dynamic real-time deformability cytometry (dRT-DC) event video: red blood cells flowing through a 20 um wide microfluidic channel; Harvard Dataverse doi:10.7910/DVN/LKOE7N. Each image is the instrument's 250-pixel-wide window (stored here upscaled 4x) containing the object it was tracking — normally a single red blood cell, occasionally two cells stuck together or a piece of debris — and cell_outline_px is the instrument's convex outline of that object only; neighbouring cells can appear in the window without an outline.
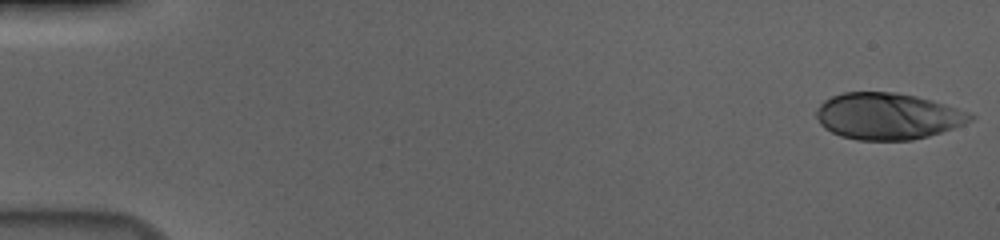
{"species": "human", "species_latin": "Homo sapiens", "temperature_condition": "cold", "stored_images_in_passage": 17, "camera_frame_rate_fps": 3000, "um_per_image_px": 0.085, "donor": {"sex": "male"}, "frame": {"image": 1, "passage_image": 1, "time_ms": 0.0, "image_size_px": [1000, 240], "cell_outline_px": [[976, 116], [972, 120], [964, 124], [928, 136], [912, 140], [856, 140], [840, 136], [824, 128], [820, 124], [812, 112], [824, 100], [832, 96], [844, 92], [896, 92], [916, 96], [932, 100], [968, 112]], "centroid_in_image_um": [75.4, 9.87], "position_along_channel_um": 9.6, "area_um2": 41.91}}
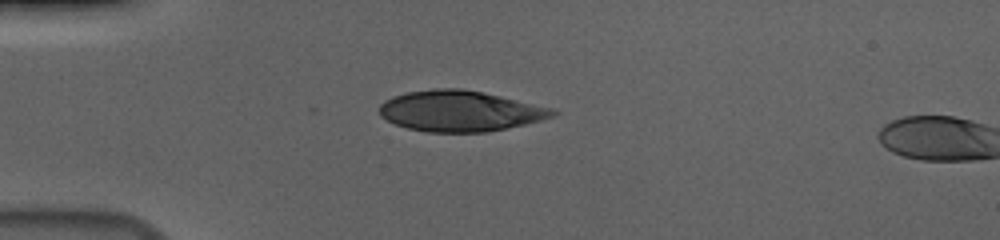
{"frame": {"image": 2, "passage_image": 15, "time_ms": 4.667, "image_size_px": [1000, 240], "cell_outline_px": [[560, 112], [552, 116], [540, 120], [524, 124], [488, 132], [428, 132], [408, 128], [396, 124], [380, 116], [380, 104], [384, 100], [392, 96], [404, 92], [432, 88], [460, 88], [500, 96], [556, 108]], "centroid_in_image_um": [39.1, 9.43], "position_along_channel_um": 45.9, "area_um2": 41.21}}